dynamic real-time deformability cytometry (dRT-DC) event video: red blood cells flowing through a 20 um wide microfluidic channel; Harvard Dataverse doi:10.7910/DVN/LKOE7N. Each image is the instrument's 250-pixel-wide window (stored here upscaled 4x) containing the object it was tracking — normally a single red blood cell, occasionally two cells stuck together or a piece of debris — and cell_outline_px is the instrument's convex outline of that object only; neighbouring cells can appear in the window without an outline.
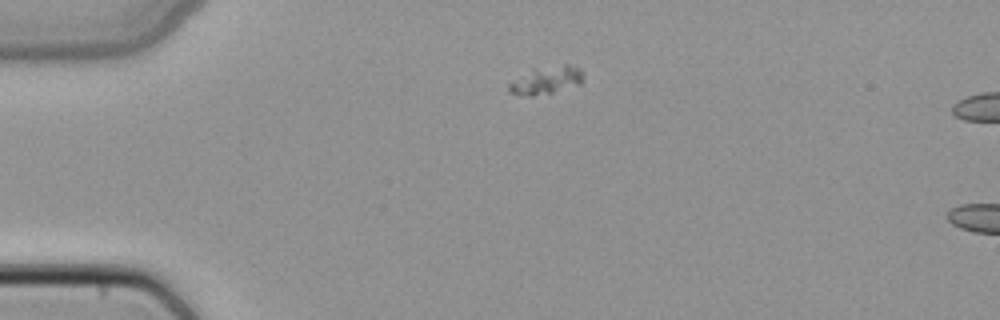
{"species": "common noctule bat (a hibernating species)", "species_latin": "Nyctalus noctula", "temperature_condition": "cold", "stored_images_in_passage": 2, "camera_frame_rate_fps": 3000, "um_per_image_px": 0.085, "animal": {"sex": "female", "body_mass_g": 22.7, "forearm_length_mm": 54.2}, "frame": {"image": 1, "passage_image": 1, "time_ms": 0.0, "image_size_px": [1000, 320], "cell_outline_px": [[584, 80], [580, 84], [552, 92], [532, 96], [528, 96], [508, 92], [508, 84], [532, 68], [564, 64], [568, 64], [580, 68], [584, 76]], "centroid_in_image_um": [46.45, 6.8], "position_along_channel_um": 38.5, "area_um2": 12.02}}